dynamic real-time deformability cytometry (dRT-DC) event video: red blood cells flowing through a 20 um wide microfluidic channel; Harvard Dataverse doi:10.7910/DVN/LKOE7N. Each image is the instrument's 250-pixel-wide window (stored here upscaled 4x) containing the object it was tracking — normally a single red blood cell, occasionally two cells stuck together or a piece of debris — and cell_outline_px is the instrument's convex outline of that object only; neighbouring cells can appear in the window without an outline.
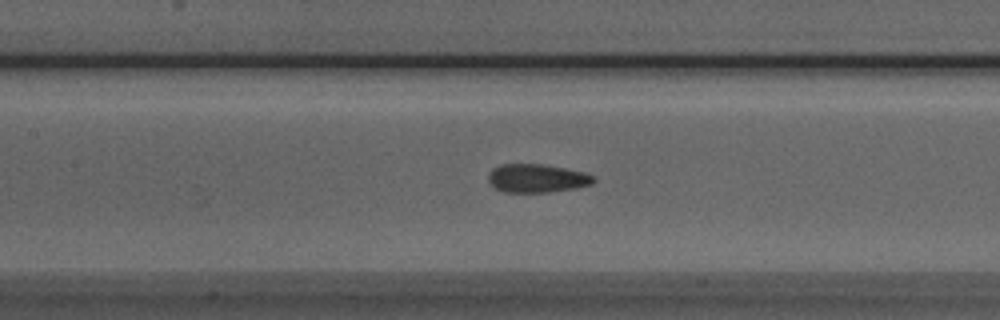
{"species": "Egyptian fruit bat (a non-hibernating species)", "species_latin": "Rousettus aegyptiacus", "temperature_condition": "room temperature", "stored_images_in_passage": 53, "camera_frame_rate_fps": 3000, "um_per_image_px": 0.085, "animal": {"sex": "male"}, "frame": {"image": 1, "passage_image": 23, "time_ms": 7.333, "image_size_px": [1000, 320], "cell_outline_px": [[596, 180], [592, 184], [576, 188], [548, 192], [504, 192], [496, 188], [488, 180], [488, 172], [492, 168], [500, 164], [540, 164], [564, 168], [584, 172], [592, 176]], "centroid_in_image_um": [45.61, 15.15], "position_along_channel_um": 161.8, "area_um2": 17.4}}
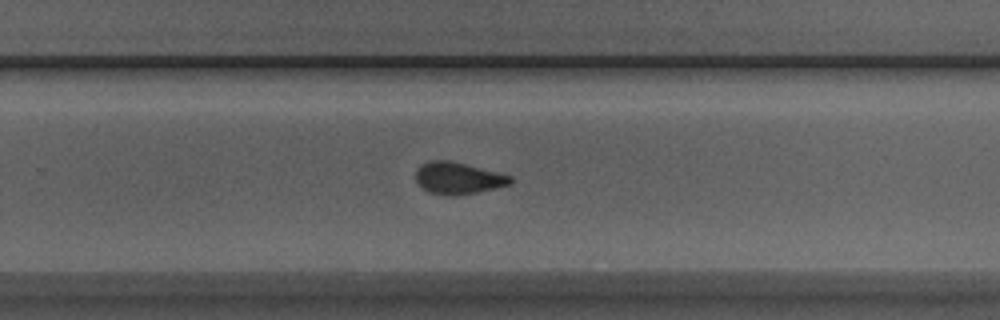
{"frame": {"image": 2, "passage_image": 33, "time_ms": 10.667, "image_size_px": [1000, 320], "cell_outline_px": [[512, 184], [476, 192], [452, 196], [448, 196], [428, 192], [416, 180], [416, 168], [420, 164], [428, 160], [448, 160], [512, 176]], "centroid_in_image_um": [38.9, 15.14], "position_along_channel_um": 290.9, "area_um2": 17.4}}
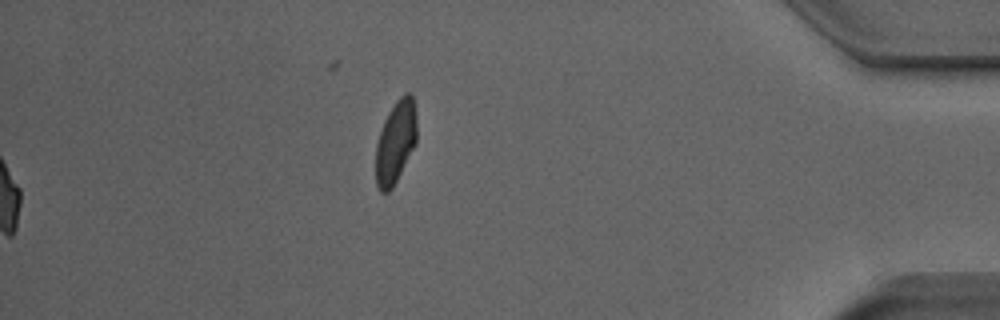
{"frame": {"image": 3, "passage_image": 53, "time_ms": 17.333, "image_size_px": [1000, 320], "cell_outline_px": [[416, 144], [392, 188], [388, 192], [380, 192], [376, 184], [376, 144], [384, 120], [388, 112], [396, 100], [404, 92], [412, 92], [416, 112]], "centroid_in_image_um": [33.63, 12.03], "position_along_channel_um": 401.6, "area_um2": 19.88}, "authors_computed_cell_mechanics": {"area_um2": 17.5712, "velocity_mm_per_s": 3.8919, "shape_relaxation_time_tau1_ms": 4.6693, "shape_relaxation_time_tau2_ms": 1.6919, "deformation_change_tau1": 0.1509, "deformation_change_tau2": 0.0766}}